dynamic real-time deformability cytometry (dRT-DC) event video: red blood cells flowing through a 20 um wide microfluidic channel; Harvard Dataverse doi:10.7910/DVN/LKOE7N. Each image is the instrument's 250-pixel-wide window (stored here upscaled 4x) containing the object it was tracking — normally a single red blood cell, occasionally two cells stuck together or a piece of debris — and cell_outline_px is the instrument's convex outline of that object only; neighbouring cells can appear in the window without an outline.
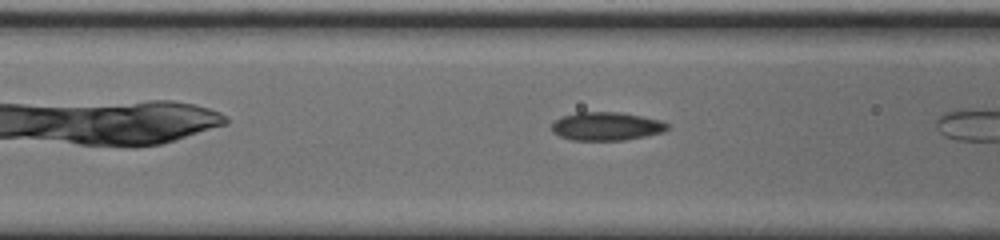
{"species": "common noctule bat (a hibernating species)", "species_latin": "Nyctalus noctula", "temperature_condition": "cold", "stored_images_in_passage": 11, "camera_frame_rate_fps": 3000, "um_per_image_px": 0.085, "animal": {"sex": "male", "body_mass_g": 20.0, "forearm_length_mm": 53.3}, "frame": {"image": 1, "passage_image": 7, "time_ms": 2.0, "image_size_px": [1000, 240], "cell_outline_px": [[668, 128], [664, 132], [624, 140], [572, 140], [560, 136], [552, 132], [552, 124], [560, 116], [576, 112], [620, 112], [660, 120], [668, 124]], "centroid_in_image_um": [51.52, 10.73], "position_along_channel_um": 115.1, "area_um2": 19.07}}
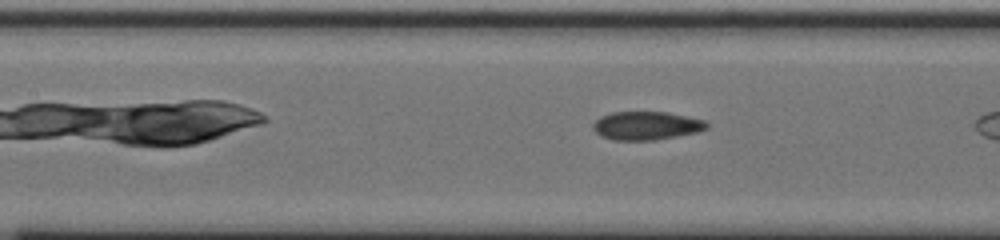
{"frame": {"image": 2, "passage_image": 10, "time_ms": 3.0, "image_size_px": [1000, 240], "cell_outline_px": [[708, 128], [696, 132], [676, 136], [652, 140], [612, 140], [596, 132], [592, 128], [592, 124], [600, 116], [612, 112], [668, 112], [708, 120]], "centroid_in_image_um": [54.96, 10.67], "position_along_channel_um": 152.4, "area_um2": 18.84}}